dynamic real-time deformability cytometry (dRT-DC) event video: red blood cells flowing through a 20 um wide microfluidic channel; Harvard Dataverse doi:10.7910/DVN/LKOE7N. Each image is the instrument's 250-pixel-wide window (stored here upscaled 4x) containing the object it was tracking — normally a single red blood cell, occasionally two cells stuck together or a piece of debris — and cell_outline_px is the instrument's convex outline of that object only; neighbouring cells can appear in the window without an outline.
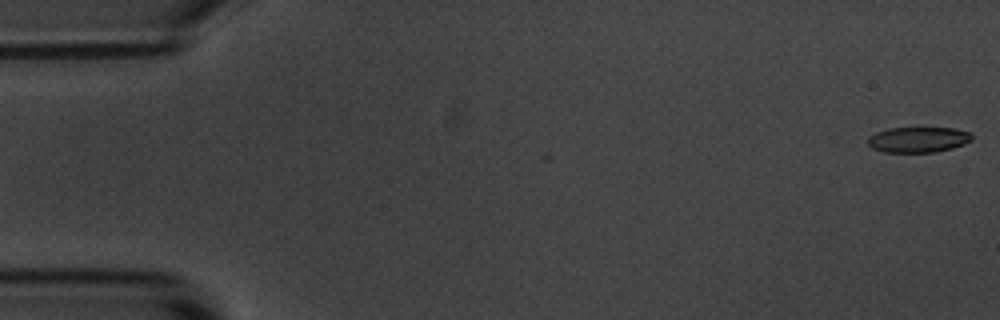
{"species": "common noctule bat (a hibernating species)", "species_latin": "Nyctalus noctula", "temperature_condition": "room temperature", "stored_images_in_passage": 4, "camera_frame_rate_fps": 3000, "um_per_image_px": 0.085, "animal": {"sex": "male", "body_mass_g": 20.1, "forearm_length_mm": 53.5}, "frame": {"image": 1, "passage_image": 1, "time_ms": 0.0, "image_size_px": [1000, 320], "cell_outline_px": [[972, 140], [964, 144], [952, 148], [936, 152], [884, 152], [872, 148], [868, 144], [868, 136], [876, 132], [888, 128], [952, 128], [972, 132]], "centroid_in_image_um": [78.05, 11.86], "position_along_channel_um": 6.9, "area_um2": 15.55}}